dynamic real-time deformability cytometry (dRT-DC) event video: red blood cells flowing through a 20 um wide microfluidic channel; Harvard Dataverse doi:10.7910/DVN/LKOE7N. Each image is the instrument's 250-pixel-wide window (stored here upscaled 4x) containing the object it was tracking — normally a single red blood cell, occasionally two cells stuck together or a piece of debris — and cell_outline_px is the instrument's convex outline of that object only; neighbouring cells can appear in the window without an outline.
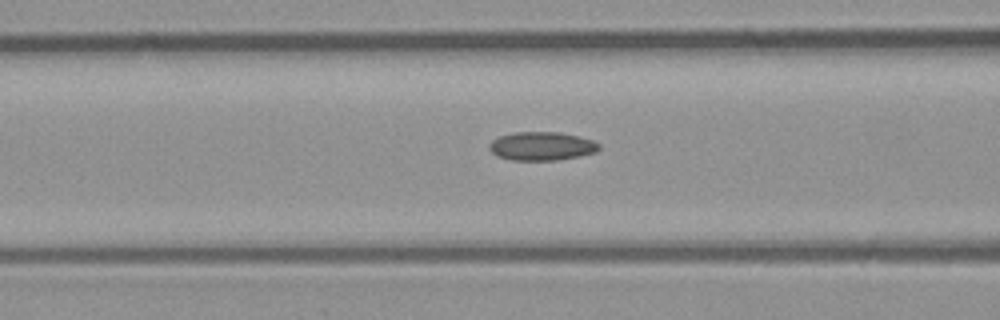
{"species": "common noctule bat (a hibernating species)", "species_latin": "Nyctalus noctula", "temperature_condition": "room temperature", "stored_images_in_passage": 28, "camera_frame_rate_fps": 3000, "um_per_image_px": 0.085, "animal": {"sex": "male", "body_mass_g": 23.1, "forearm_length_mm": 52.7}, "frame": {"image": 1, "passage_image": 8, "time_ms": 2.333, "image_size_px": [1000, 320], "cell_outline_px": [[600, 148], [596, 152], [556, 160], [512, 160], [496, 156], [488, 148], [488, 144], [492, 140], [500, 136], [512, 132], [560, 132], [580, 136], [592, 140], [600, 144]], "centroid_in_image_um": [46.02, 12.41], "position_along_channel_um": 120.6, "area_um2": 18.32}}
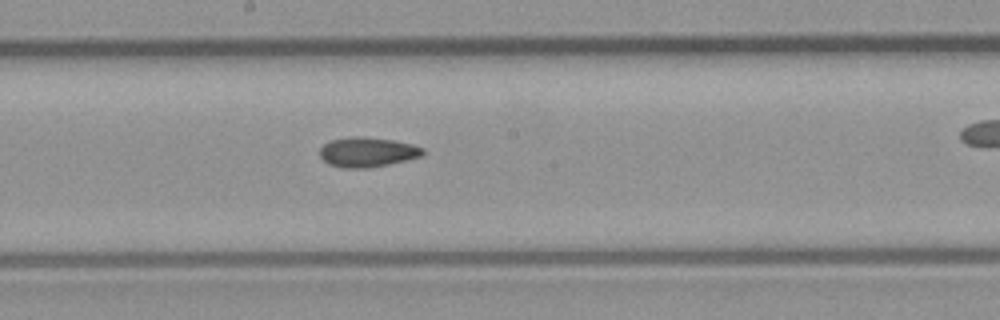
{"frame": {"image": 2, "passage_image": 15, "time_ms": 4.667, "image_size_px": [1000, 320], "cell_outline_px": [[424, 152], [420, 156], [388, 164], [364, 168], [344, 168], [328, 164], [320, 156], [320, 148], [324, 144], [332, 140], [352, 136], [392, 140], [412, 144], [424, 148]], "centroid_in_image_um": [31.2, 12.93], "position_along_channel_um": 217.0, "area_um2": 17.51}}
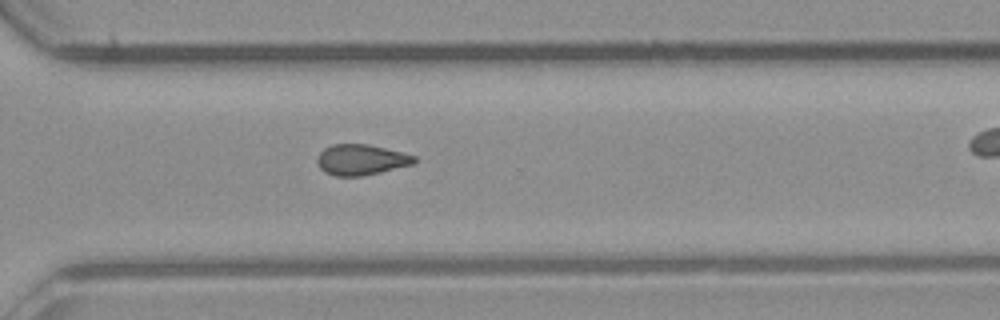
{"frame": {"image": 3, "passage_image": 24, "time_ms": 7.667, "image_size_px": [1000, 320], "cell_outline_px": [[416, 160], [412, 164], [364, 176], [336, 176], [324, 172], [320, 168], [316, 160], [316, 156], [324, 148], [332, 144], [368, 144], [416, 156]], "centroid_in_image_um": [30.64, 13.58], "position_along_channel_um": 340.0, "area_um2": 17.28}}